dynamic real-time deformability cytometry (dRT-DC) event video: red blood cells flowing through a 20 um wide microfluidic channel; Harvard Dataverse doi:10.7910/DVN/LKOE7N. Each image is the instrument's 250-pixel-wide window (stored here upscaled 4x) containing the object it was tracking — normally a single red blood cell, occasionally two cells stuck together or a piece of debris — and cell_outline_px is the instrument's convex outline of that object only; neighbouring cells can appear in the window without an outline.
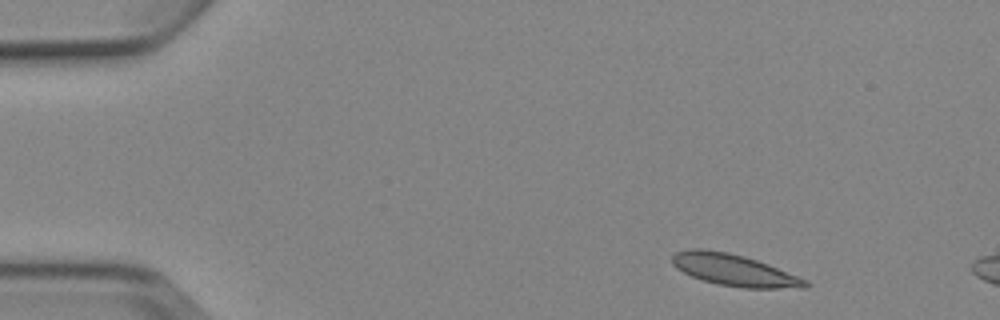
{"species": "Egyptian fruit bat (a non-hibernating species)", "species_latin": "Rousettus aegyptiacus", "temperature_condition": "cold", "stored_images_in_passage": 3, "camera_frame_rate_fps": 3000, "um_per_image_px": 0.085, "animal": {"sex": "female"}, "frame": {"image": 1, "passage_image": 1, "time_ms": 0.0, "image_size_px": [1000, 320], "cell_outline_px": [[812, 284], [808, 288], [744, 288], [716, 284], [692, 276], [676, 268], [672, 264], [672, 256], [676, 252], [692, 248], [700, 248], [728, 252], [744, 256], [768, 264], [808, 280]], "centroid_in_image_um": [62.43, 22.96], "position_along_channel_um": 22.6, "area_um2": 24.62}}